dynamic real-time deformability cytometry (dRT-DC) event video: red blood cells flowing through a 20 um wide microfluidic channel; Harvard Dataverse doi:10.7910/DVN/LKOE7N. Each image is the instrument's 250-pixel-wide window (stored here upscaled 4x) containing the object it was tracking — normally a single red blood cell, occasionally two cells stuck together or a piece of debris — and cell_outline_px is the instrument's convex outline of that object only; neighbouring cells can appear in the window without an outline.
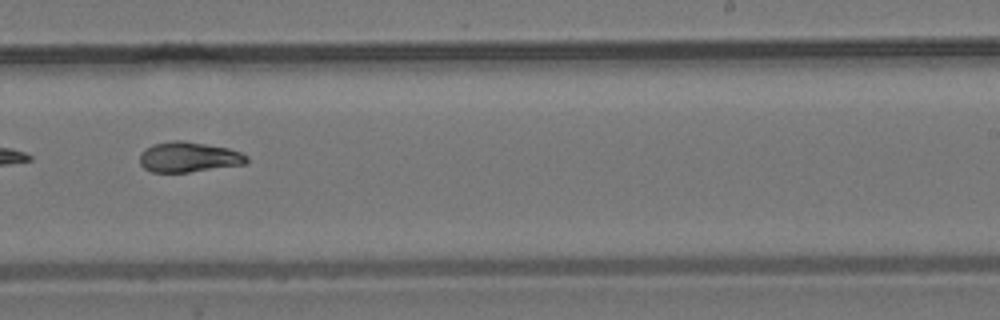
{"species": "common noctule bat (a hibernating species)", "species_latin": "Nyctalus noctula", "temperature_condition": "room temperature", "stored_images_in_passage": 37, "camera_frame_rate_fps": 3000, "um_per_image_px": 0.085, "animal": {"sex": "male", "body_mass_g": 19.2, "forearm_length_mm": 51.8}, "frame": {"image": 1, "passage_image": 22, "time_ms": 7.0, "image_size_px": [1000, 320], "cell_outline_px": [[248, 160], [244, 164], [188, 172], [152, 172], [144, 168], [140, 164], [140, 152], [152, 144], [172, 140], [184, 140], [228, 148], [240, 152], [248, 156]], "centroid_in_image_um": [16.01, 13.34], "position_along_channel_um": 273.0, "area_um2": 18.84}, "authors_computed_cell_mechanics": {"area_um2": 19.0162, "velocity_mm_per_s": 3.677, "shape_relaxation_time_tau1_ms": 10.1805, "shape_relaxation_time_tau2_ms": 4.0643, "deformation_change_tau1": 0.2646, "deformation_change_tau2": 0.1003}}